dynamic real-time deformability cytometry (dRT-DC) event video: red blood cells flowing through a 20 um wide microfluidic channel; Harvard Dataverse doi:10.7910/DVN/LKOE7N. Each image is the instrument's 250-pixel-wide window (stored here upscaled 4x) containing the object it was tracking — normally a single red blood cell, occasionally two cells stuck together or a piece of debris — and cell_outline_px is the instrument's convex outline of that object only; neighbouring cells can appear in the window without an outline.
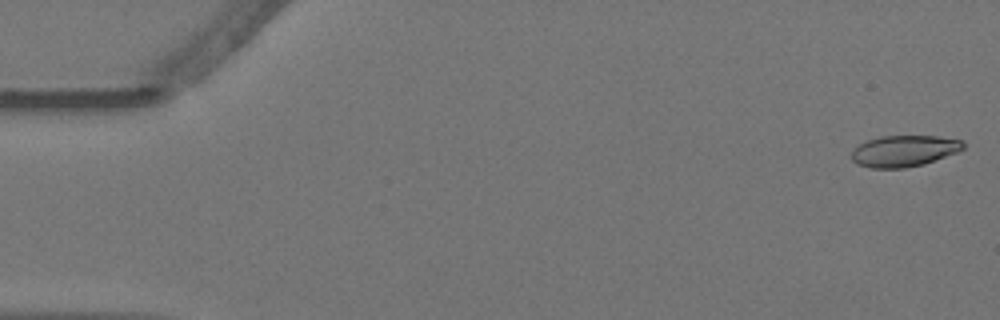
{"species": "Egyptian fruit bat (a non-hibernating species)", "species_latin": "Rousettus aegyptiacus", "temperature_condition": "warm", "stored_images_in_passage": 56, "camera_frame_rate_fps": 3000, "um_per_image_px": 0.085, "animal": {"sex": "female"}, "frame": {"image": 1, "passage_image": 1, "time_ms": 0.0, "image_size_px": [1000, 320], "cell_outline_px": [[964, 148], [956, 152], [924, 164], [904, 168], [872, 168], [856, 164], [852, 160], [852, 152], [860, 144], [868, 140], [880, 136], [936, 136], [964, 140]], "centroid_in_image_um": [76.85, 12.83], "position_along_channel_um": 8.2, "area_um2": 20.23}}
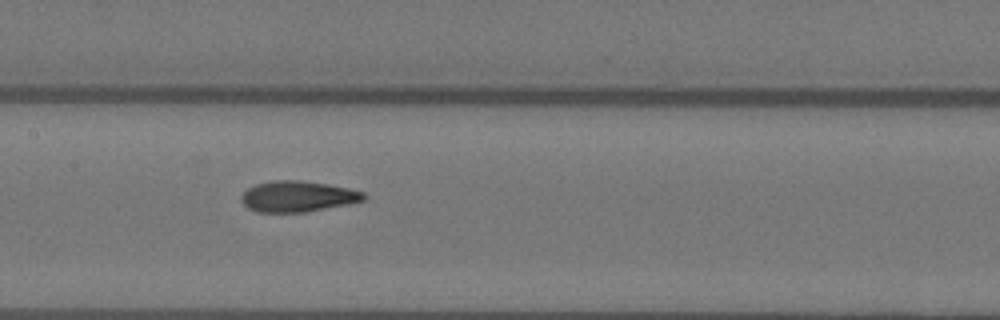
{"frame": {"image": 2, "passage_image": 27, "time_ms": 8.667, "image_size_px": [1000, 320], "cell_outline_px": [[368, 196], [364, 200], [348, 204], [304, 212], [256, 212], [248, 208], [240, 200], [240, 196], [248, 188], [256, 184], [272, 180], [300, 180], [328, 184], [348, 188], [364, 192]], "centroid_in_image_um": [25.3, 16.69], "position_along_channel_um": 182.1, "area_um2": 22.08}}
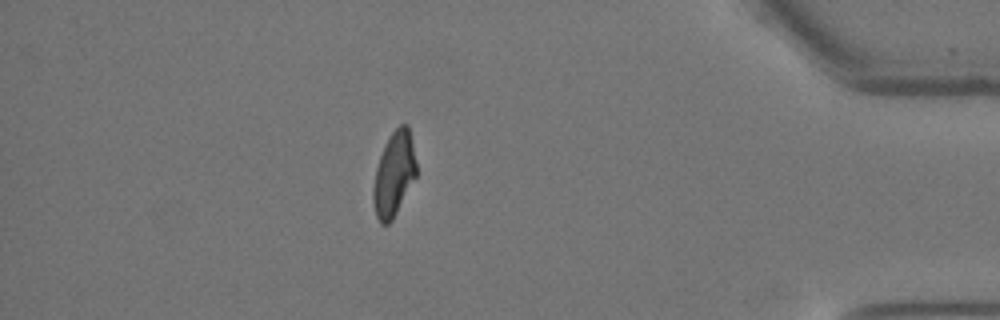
{"frame": {"image": 3, "passage_image": 49, "time_ms": 16.0, "image_size_px": [1000, 320], "cell_outline_px": [[416, 176], [392, 220], [388, 224], [380, 224], [376, 216], [372, 200], [372, 192], [376, 168], [384, 144], [392, 132], [400, 124], [408, 124], [416, 160]], "centroid_in_image_um": [33.47, 14.79], "position_along_channel_um": 401.7, "area_um2": 21.1}, "authors_computed_cell_mechanics": {"area_um2": 21.6172, "velocity_mm_per_s": 3.5844, "shape_relaxation_time_tau1_ms": 10.0276, "shape_relaxation_time_tau2_ms": 2.0742, "deformation_change_tau1": 0.2693, "deformation_change_tau2": 0.0918}}